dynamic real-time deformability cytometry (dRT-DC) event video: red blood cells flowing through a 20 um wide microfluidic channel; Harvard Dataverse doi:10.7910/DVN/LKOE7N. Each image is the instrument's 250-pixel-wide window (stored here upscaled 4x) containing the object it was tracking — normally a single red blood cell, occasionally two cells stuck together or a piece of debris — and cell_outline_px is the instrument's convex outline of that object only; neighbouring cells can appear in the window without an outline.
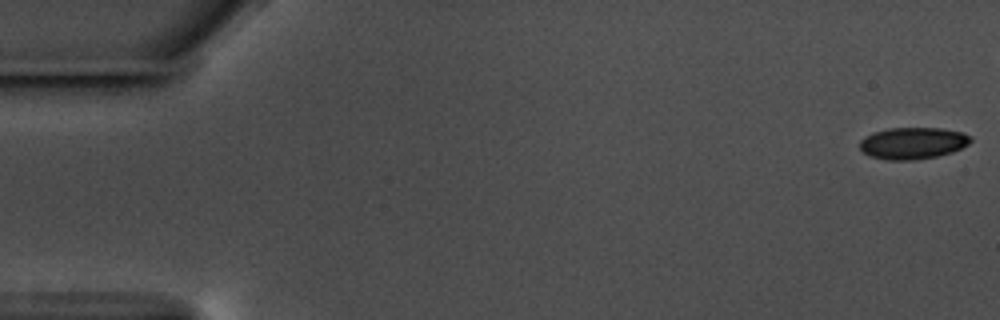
{"species": "common noctule bat (a hibernating species)", "species_latin": "Nyctalus noctula", "temperature_condition": "warm", "stored_images_in_passage": 51, "camera_frame_rate_fps": 3000, "um_per_image_px": 0.085, "animal": {"sex": "male", "body_mass_g": 17.5, "forearm_length_mm": 52.3}, "frame": {"image": 1, "passage_image": 1, "time_ms": 0.0, "image_size_px": [1000, 320], "cell_outline_px": [[972, 140], [968, 144], [952, 152], [936, 156], [916, 160], [888, 160], [872, 156], [864, 152], [860, 148], [860, 140], [872, 132], [888, 128], [940, 128], [964, 132], [972, 136]], "centroid_in_image_um": [77.61, 12.16], "position_along_channel_um": 7.4, "area_um2": 20.52}}
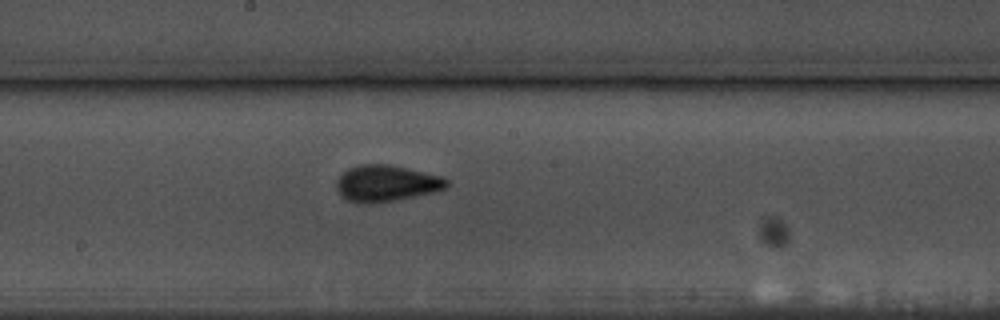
{"frame": {"image": 2, "passage_image": 31, "time_ms": 10.0, "image_size_px": [1000, 320], "cell_outline_px": [[448, 188], [436, 192], [392, 200], [368, 204], [348, 200], [336, 188], [336, 180], [348, 168], [360, 164], [388, 164], [444, 176], [448, 180]], "centroid_in_image_um": [32.88, 15.57], "position_along_channel_um": 215.3, "area_um2": 23.24}}
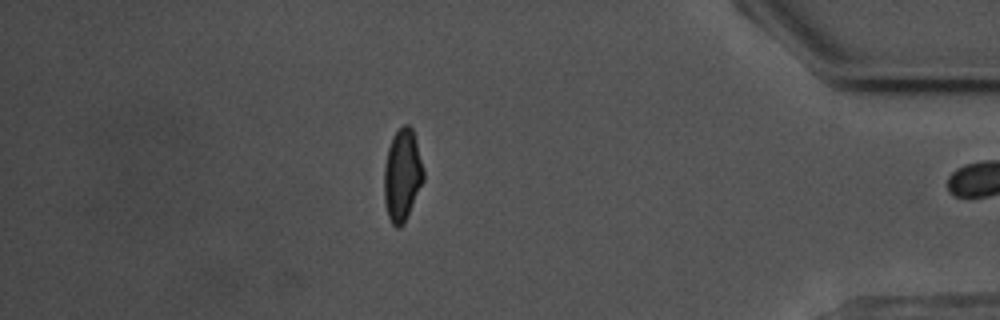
{"frame": {"image": 3, "passage_image": 50, "time_ms": 16.333, "image_size_px": [1000, 320], "cell_outline_px": [[424, 180], [404, 224], [400, 228], [396, 228], [392, 224], [388, 216], [384, 200], [384, 168], [388, 148], [392, 136], [404, 124], [408, 124], [412, 128], [416, 140], [424, 172]], "centroid_in_image_um": [34.19, 14.9], "position_along_channel_um": 401.0, "area_um2": 21.15}, "authors_computed_cell_mechanics": {"area_um2": 21.675, "velocity_mm_per_s": 3.5664, "shape_relaxation_time_tau1_ms": 3.9558, "shape_relaxation_time_tau2_ms": 0.8234, "deformation_change_tau1": 0.1126, "deformation_change_tau2": 0.0677}}